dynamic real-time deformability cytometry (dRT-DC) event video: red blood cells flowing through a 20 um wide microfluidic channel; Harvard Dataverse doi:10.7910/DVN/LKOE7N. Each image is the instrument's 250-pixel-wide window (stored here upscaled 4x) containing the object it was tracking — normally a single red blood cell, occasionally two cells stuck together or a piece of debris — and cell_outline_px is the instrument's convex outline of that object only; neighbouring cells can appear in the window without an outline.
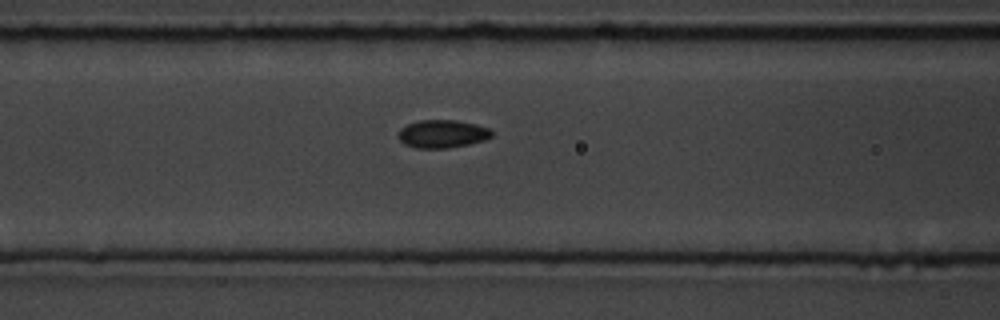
{"species": "common noctule bat (a hibernating species)", "species_latin": "Nyctalus noctula", "temperature_condition": "room temperature", "stored_images_in_passage": 8, "camera_frame_rate_fps": 3000, "um_per_image_px": 0.085, "animal": {"sex": "male", "body_mass_g": 19.5, "forearm_length_mm": 54.6}, "frame": {"image": 1, "passage_image": 8, "time_ms": 9.0, "image_size_px": [1000, 320], "cell_outline_px": [[492, 136], [484, 140], [468, 144], [448, 148], [416, 148], [404, 144], [396, 136], [400, 128], [408, 124], [420, 120], [456, 120], [476, 124], [488, 128], [492, 132]], "centroid_in_image_um": [37.56, 11.38], "position_along_channel_um": 129.0, "area_um2": 15.26}}